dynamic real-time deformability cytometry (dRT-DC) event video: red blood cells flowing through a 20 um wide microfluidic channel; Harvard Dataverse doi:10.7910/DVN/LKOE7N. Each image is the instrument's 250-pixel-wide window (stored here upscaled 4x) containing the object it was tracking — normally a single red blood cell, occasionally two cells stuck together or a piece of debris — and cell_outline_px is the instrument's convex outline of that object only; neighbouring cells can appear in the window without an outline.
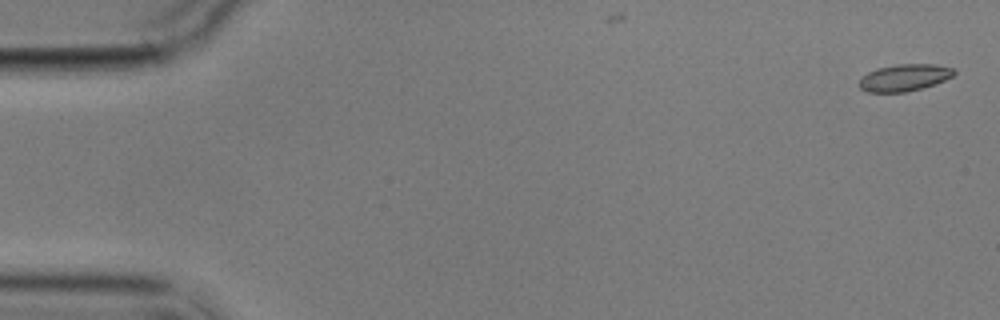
{"species": "common noctule bat (a hibernating species)", "species_latin": "Nyctalus noctula", "temperature_condition": "cold", "stored_images_in_passage": 3, "camera_frame_rate_fps": 3000, "um_per_image_px": 0.085, "animal": {"sex": "male", "body_mass_g": 17.9}, "frame": {"image": 1, "passage_image": 1, "time_ms": 0.0, "image_size_px": [1000, 320], "cell_outline_px": [[956, 72], [952, 76], [936, 84], [908, 92], [868, 92], [860, 88], [856, 84], [868, 72], [876, 68], [896, 64], [932, 64], [952, 68]], "centroid_in_image_um": [76.85, 6.6], "position_along_channel_um": 8.2, "area_um2": 14.91}}